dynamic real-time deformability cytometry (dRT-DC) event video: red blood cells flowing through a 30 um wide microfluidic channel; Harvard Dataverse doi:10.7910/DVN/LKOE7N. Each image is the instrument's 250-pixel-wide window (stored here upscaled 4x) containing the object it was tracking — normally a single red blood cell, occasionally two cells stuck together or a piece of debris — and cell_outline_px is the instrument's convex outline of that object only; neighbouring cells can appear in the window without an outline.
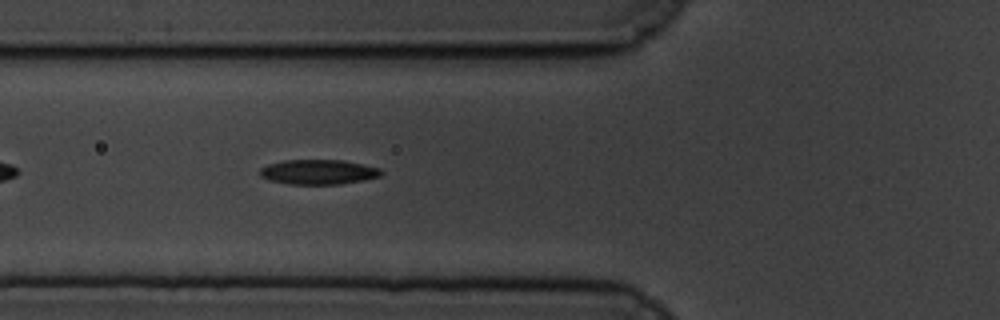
{"species": "common noctule bat (a hibernating species)", "species_latin": "Nyctalus noctula", "temperature_condition": "cold", "stored_images_in_passage": 46, "camera_frame_rate_fps": 3000, "um_per_image_px": 0.085, "animal": {"sex": "male", "body_mass_g": 19.5, "forearm_length_mm": 54.6}, "frame": {"image": 1, "passage_image": 8, "time_ms": 2.333, "image_size_px": [1000, 320], "cell_outline_px": [[384, 172], [380, 176], [364, 180], [340, 184], [292, 184], [268, 180], [260, 176], [260, 168], [268, 164], [284, 160], [344, 160], [364, 164], [380, 168]], "centroid_in_image_um": [27.08, 14.61], "position_along_channel_um": 98.7, "area_um2": 17.63}}
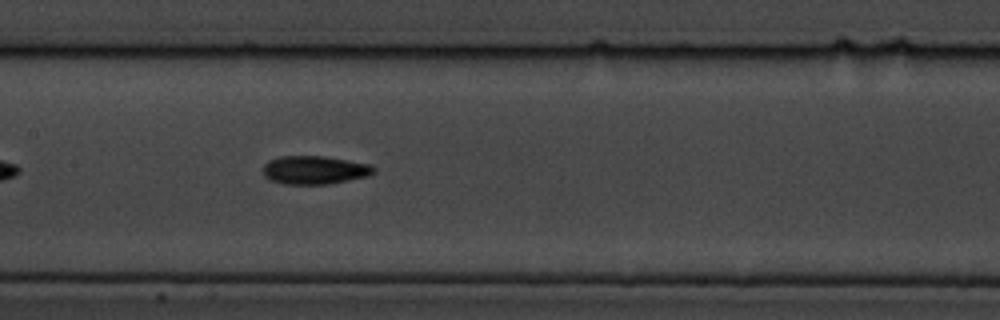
{"frame": {"image": 2, "passage_image": 15, "time_ms": 4.667, "image_size_px": [1000, 320], "cell_outline_px": [[376, 172], [368, 176], [328, 184], [284, 184], [268, 180], [264, 176], [264, 164], [268, 160], [280, 156], [324, 156], [372, 164], [376, 168]], "centroid_in_image_um": [26.75, 14.45], "position_along_channel_um": 180.7, "area_um2": 18.5}}
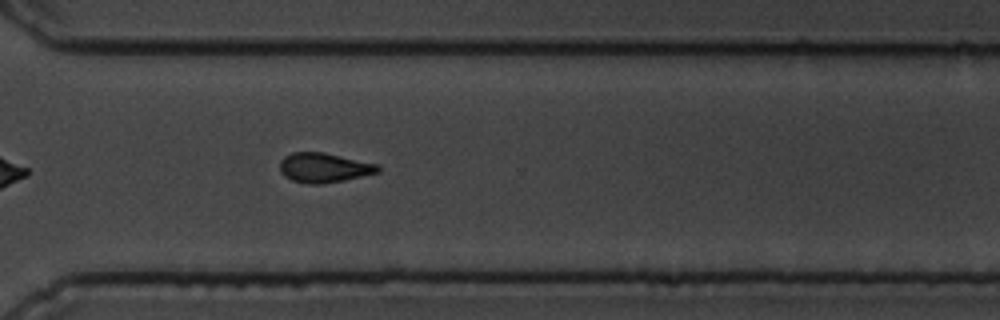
{"frame": {"image": 3, "passage_image": 29, "time_ms": 9.333, "image_size_px": [1000, 320], "cell_outline_px": [[380, 172], [344, 180], [320, 184], [308, 184], [292, 180], [284, 176], [280, 172], [280, 160], [284, 156], [292, 152], [324, 152], [380, 164]], "centroid_in_image_um": [27.55, 14.24], "position_along_channel_um": 343.1, "area_um2": 17.11}}